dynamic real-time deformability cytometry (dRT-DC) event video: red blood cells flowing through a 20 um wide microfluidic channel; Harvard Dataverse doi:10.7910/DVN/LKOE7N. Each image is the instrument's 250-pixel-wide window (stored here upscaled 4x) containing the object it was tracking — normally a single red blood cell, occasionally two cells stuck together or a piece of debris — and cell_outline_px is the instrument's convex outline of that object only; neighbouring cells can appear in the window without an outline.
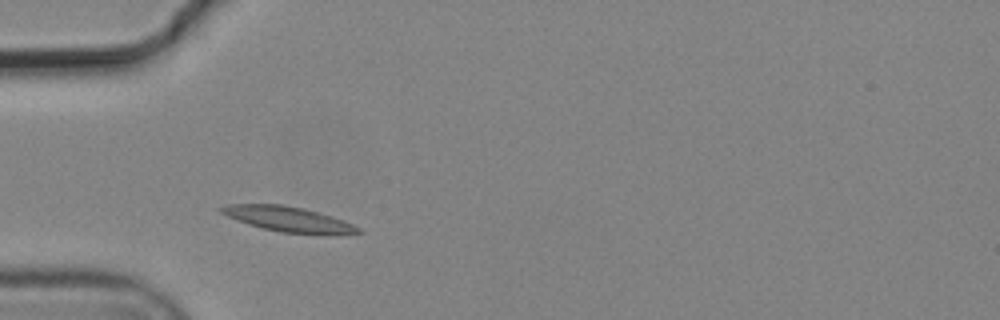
{"species": "common noctule bat (a hibernating species)", "species_latin": "Nyctalus noctula", "temperature_condition": "cold", "stored_images_in_passage": 3, "camera_frame_rate_fps": 3000, "um_per_image_px": 0.085, "animal": {"sex": "male", "body_mass_g": 19.2, "forearm_length_mm": 51.8}, "frame": {"image": 1, "passage_image": 2, "time_ms": 0.333, "image_size_px": [1000, 320], "cell_outline_px": [[364, 232], [332, 236], [324, 236], [280, 232], [248, 224], [228, 216], [220, 212], [216, 208], [228, 204], [284, 204], [304, 208], [332, 216], [352, 224], [360, 228]], "centroid_in_image_um": [24.57, 18.65], "position_along_channel_um": 60.4, "area_um2": 20.52}}
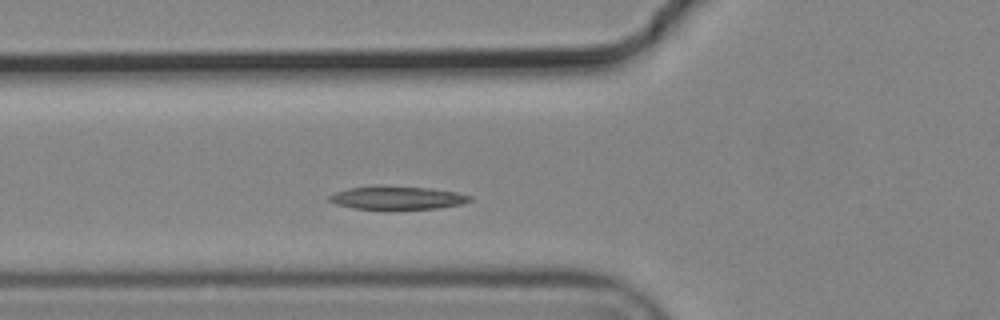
{"frame": {"image": 2, "passage_image": 3, "time_ms": 0.667, "image_size_px": [1000, 320], "cell_outline_px": [[472, 200], [460, 204], [440, 208], [356, 208], [336, 204], [328, 200], [328, 196], [336, 192], [348, 188], [376, 184], [432, 188], [456, 192], [472, 196]], "centroid_in_image_um": [33.75, 16.77], "position_along_channel_um": 92.0, "area_um2": 19.02}}